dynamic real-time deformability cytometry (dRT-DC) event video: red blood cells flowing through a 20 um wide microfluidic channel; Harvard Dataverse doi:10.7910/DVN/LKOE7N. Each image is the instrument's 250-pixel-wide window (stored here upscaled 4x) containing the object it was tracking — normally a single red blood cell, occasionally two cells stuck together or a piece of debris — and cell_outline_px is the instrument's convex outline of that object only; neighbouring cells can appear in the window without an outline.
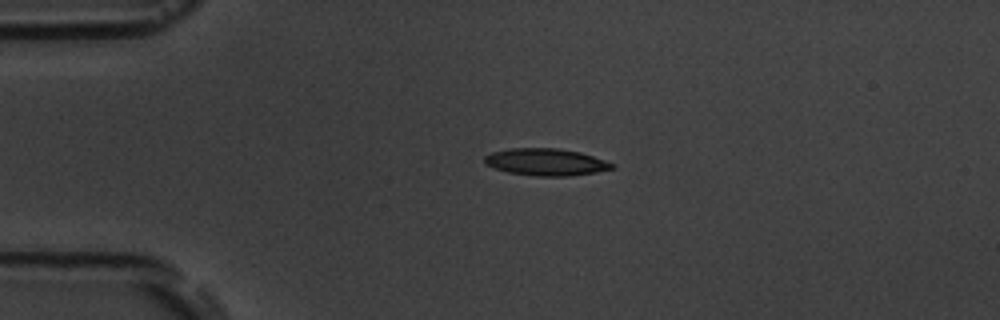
{"species": "common noctule bat (a hibernating species)", "species_latin": "Nyctalus noctula", "temperature_condition": "room temperature", "stored_images_in_passage": 2, "camera_frame_rate_fps": 3000, "um_per_image_px": 0.085, "animal": {"sex": "male", "body_mass_g": 19.5, "forearm_length_mm": 54.6}, "frame": {"image": 1, "passage_image": 1, "time_ms": 0.0, "image_size_px": [1000, 320], "cell_outline_px": [[616, 168], [596, 172], [568, 176], [536, 176], [508, 172], [484, 164], [484, 156], [492, 152], [512, 148], [560, 148], [580, 152], [616, 164]], "centroid_in_image_um": [46.42, 13.77], "position_along_channel_um": 38.6, "area_um2": 20.11}}